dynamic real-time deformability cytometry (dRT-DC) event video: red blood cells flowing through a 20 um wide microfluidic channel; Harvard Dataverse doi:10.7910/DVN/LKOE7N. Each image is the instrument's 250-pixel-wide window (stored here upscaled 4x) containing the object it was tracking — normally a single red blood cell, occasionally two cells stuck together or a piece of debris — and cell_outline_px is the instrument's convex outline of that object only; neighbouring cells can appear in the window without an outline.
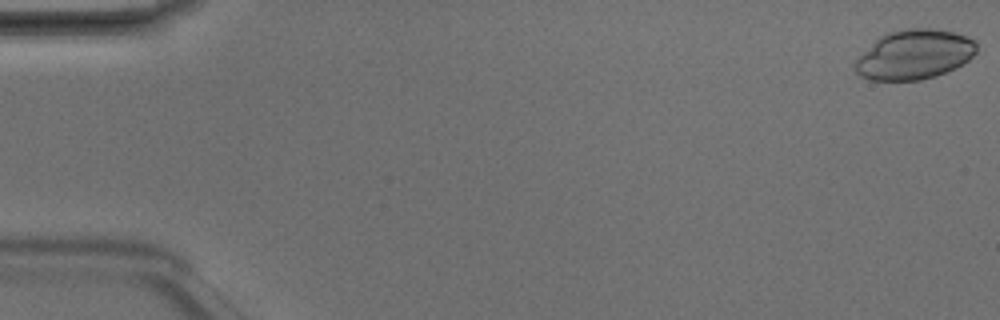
{"species": "Egyptian fruit bat (a non-hibernating species)", "species_latin": "Rousettus aegyptiacus", "temperature_condition": "room temperature", "stored_images_in_passage": 6, "camera_frame_rate_fps": 3000, "um_per_image_px": 0.085, "animal": {"sex": "male"}, "frame": {"image": 1, "passage_image": 1, "time_ms": 0.0, "image_size_px": [1000, 320], "cell_outline_px": [[976, 52], [968, 60], [956, 68], [920, 80], [872, 80], [860, 76], [852, 68], [856, 60], [880, 36], [888, 32], [904, 28], [936, 28], [968, 36], [976, 40]], "centroid_in_image_um": [77.72, 4.62], "position_along_channel_um": 7.3, "area_um2": 35.03}}